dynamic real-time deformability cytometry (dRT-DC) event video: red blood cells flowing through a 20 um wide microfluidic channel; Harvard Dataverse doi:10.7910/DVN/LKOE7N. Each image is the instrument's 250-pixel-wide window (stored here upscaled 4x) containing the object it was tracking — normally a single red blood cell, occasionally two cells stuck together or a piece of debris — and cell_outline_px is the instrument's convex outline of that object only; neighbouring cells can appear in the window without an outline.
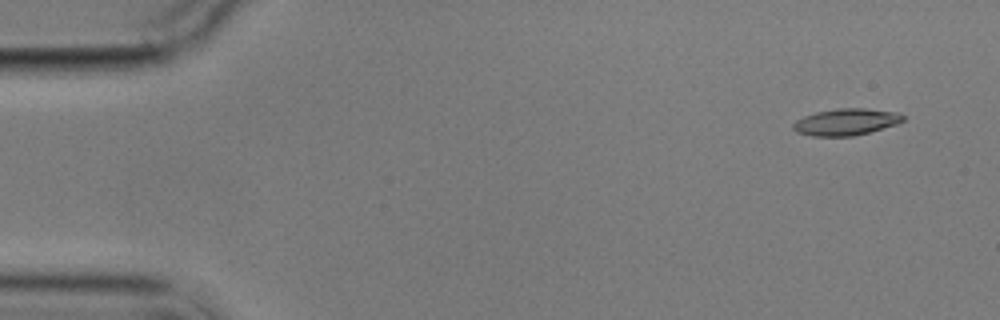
{"species": "common noctule bat (a hibernating species)", "species_latin": "Nyctalus noctula", "temperature_condition": "cold", "stored_images_in_passage": 4, "camera_frame_rate_fps": 3000, "um_per_image_px": 0.085, "animal": {"sex": "male", "body_mass_g": 17.9}, "frame": {"image": 1, "passage_image": 1, "time_ms": 0.0, "image_size_px": [1000, 320], "cell_outline_px": [[904, 120], [896, 124], [868, 132], [852, 136], [812, 136], [796, 132], [792, 128], [792, 124], [796, 120], [804, 116], [816, 112], [836, 108], [864, 108], [900, 112], [904, 116]], "centroid_in_image_um": [71.9, 10.35], "position_along_channel_um": 13.1, "area_um2": 17.11}}